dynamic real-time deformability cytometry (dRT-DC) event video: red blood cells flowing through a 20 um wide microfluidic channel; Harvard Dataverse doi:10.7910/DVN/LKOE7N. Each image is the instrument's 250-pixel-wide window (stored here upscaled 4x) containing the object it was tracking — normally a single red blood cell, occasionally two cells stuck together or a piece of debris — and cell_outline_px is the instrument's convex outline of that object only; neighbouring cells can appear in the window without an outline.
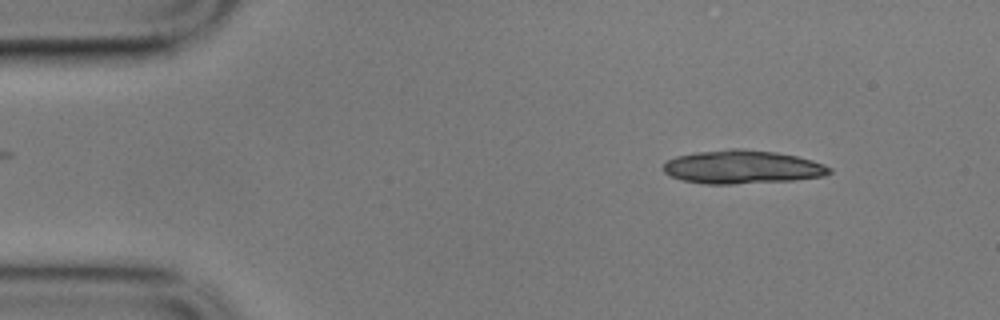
{"species": "common noctule bat (a hibernating species)", "species_latin": "Nyctalus noctula", "temperature_condition": "cold", "stored_images_in_passage": 2, "camera_frame_rate_fps": 3000, "um_per_image_px": 0.085, "animal": {"sex": "male", "body_mass_g": 17.9}, "frame": {"image": 1, "passage_image": 1, "time_ms": 0.0, "image_size_px": [1000, 320], "cell_outline_px": [[832, 172], [824, 176], [792, 180], [732, 184], [704, 184], [684, 180], [672, 176], [664, 172], [664, 164], [668, 160], [676, 156], [696, 152], [732, 148], [740, 148], [776, 152], [796, 156], [812, 160], [824, 164], [832, 168]], "centroid_in_image_um": [63.12, 14.19], "position_along_channel_um": 21.9, "area_um2": 32.31}}